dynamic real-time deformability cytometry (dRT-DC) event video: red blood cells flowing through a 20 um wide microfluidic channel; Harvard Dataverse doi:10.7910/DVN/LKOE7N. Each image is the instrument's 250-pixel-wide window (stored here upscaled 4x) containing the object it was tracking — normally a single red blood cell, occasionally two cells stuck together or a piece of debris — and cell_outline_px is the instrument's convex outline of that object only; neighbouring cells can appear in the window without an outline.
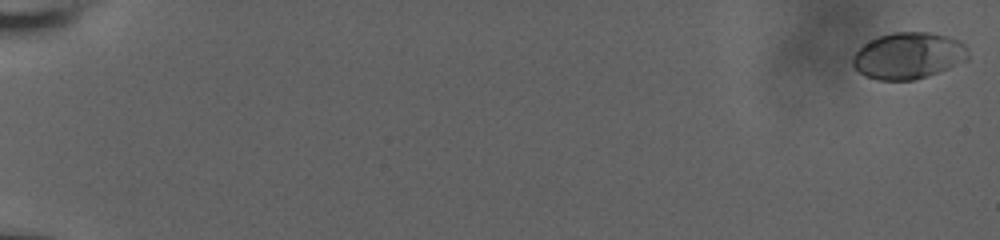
{"species": "human", "species_latin": "Homo sapiens", "temperature_condition": "room temperature", "stored_images_in_passage": 57, "camera_frame_rate_fps": 3000, "um_per_image_px": 0.085, "donor": {"sex": "male"}, "frame": {"image": 1, "passage_image": 1, "time_ms": 0.0, "image_size_px": [1000, 240], "cell_outline_px": [[968, 60], [928, 76], [912, 80], [876, 80], [864, 76], [852, 68], [852, 56], [864, 44], [880, 36], [892, 32], [932, 32], [948, 36], [960, 40], [964, 44], [968, 52]], "centroid_in_image_um": [77.2, 4.74], "position_along_channel_um": 7.8, "area_um2": 31.5}}
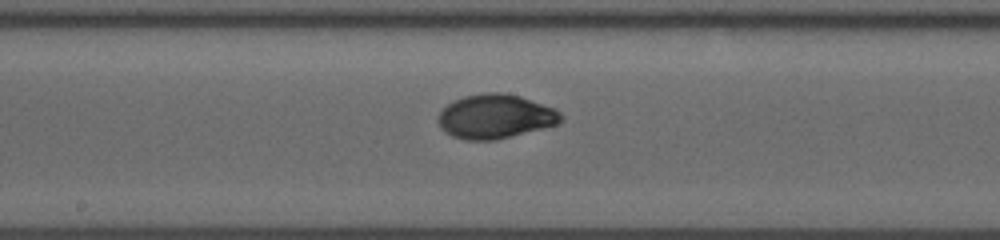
{"frame": {"image": 2, "passage_image": 34, "time_ms": 11.0, "image_size_px": [1000, 240], "cell_outline_px": [[564, 120], [560, 124], [496, 140], [464, 140], [452, 136], [444, 132], [440, 128], [436, 120], [440, 112], [452, 100], [464, 96], [484, 92], [504, 92], [520, 96], [556, 108], [564, 116]], "centroid_in_image_um": [42.12, 9.9], "position_along_channel_um": 206.1, "area_um2": 32.19}}
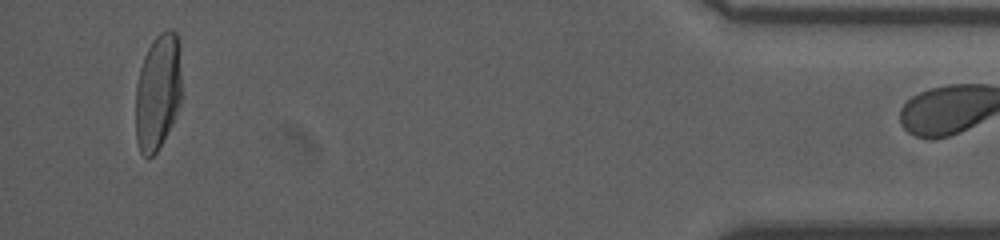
{"frame": {"image": 3, "passage_image": 56, "time_ms": 18.333, "image_size_px": [1000, 240], "cell_outline_px": [[180, 104], [172, 124], [156, 152], [152, 156], [144, 156], [140, 152], [136, 140], [136, 84], [140, 68], [144, 56], [152, 40], [160, 32], [172, 28], [176, 32], [180, 44]], "centroid_in_image_um": [13.42, 7.78], "position_along_channel_um": 421.8, "area_um2": 31.27}}